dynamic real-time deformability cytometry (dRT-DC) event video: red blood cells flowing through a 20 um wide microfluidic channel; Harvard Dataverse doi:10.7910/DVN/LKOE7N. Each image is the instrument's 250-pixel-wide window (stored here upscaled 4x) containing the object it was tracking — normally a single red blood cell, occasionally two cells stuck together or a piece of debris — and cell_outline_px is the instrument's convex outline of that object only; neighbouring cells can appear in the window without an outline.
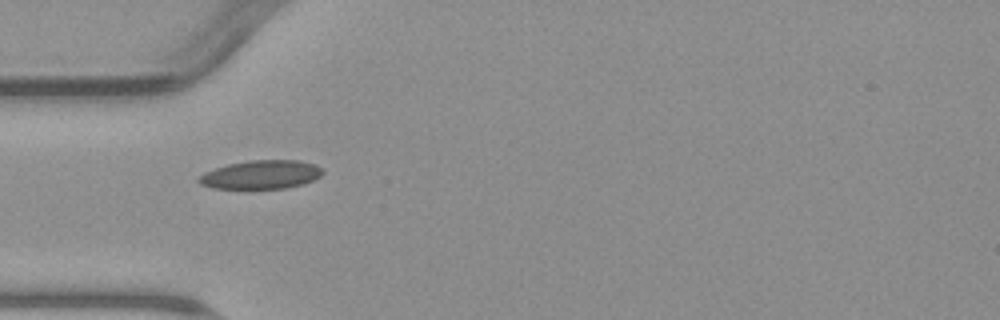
{"species": "common noctule bat (a hibernating species)", "species_latin": "Nyctalus noctula", "temperature_condition": "warm", "stored_images_in_passage": 6, "camera_frame_rate_fps": 3000, "um_per_image_px": 0.085, "animal": {"sex": "male", "body_mass_g": 23.1, "forearm_length_mm": 52.7}, "frame": {"image": 1, "passage_image": 2, "time_ms": 2.0, "image_size_px": [1000, 320], "cell_outline_px": [[324, 172], [320, 176], [312, 180], [300, 184], [284, 188], [212, 188], [200, 184], [196, 180], [204, 172], [228, 164], [248, 160], [300, 160], [316, 164]], "centroid_in_image_um": [22.17, 14.83], "position_along_channel_um": 62.8, "area_um2": 20.52}}
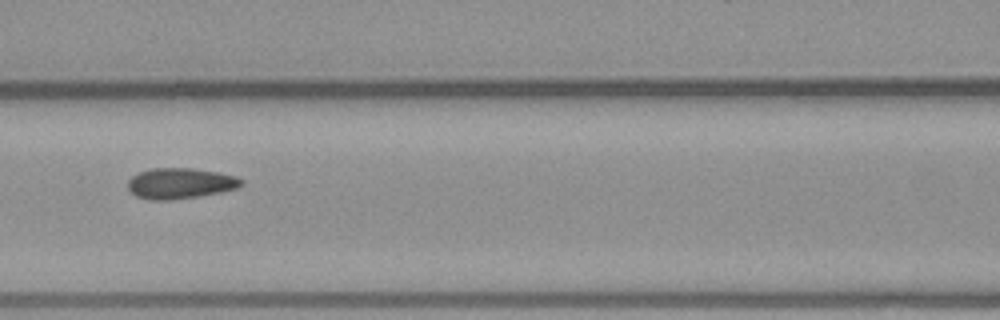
{"frame": {"image": 2, "passage_image": 4, "time_ms": 4.333, "image_size_px": [1000, 320], "cell_outline_px": [[244, 184], [236, 188], [220, 192], [200, 196], [168, 200], [148, 200], [136, 196], [128, 188], [128, 180], [132, 176], [140, 172], [152, 168], [192, 168], [220, 172], [236, 176], [244, 180]], "centroid_in_image_um": [15.34, 15.58], "position_along_channel_um": 151.3, "area_um2": 20.4}}
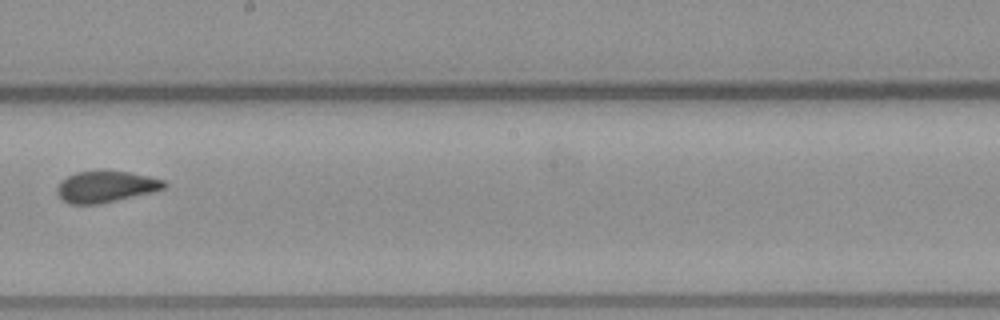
{"frame": {"image": 3, "passage_image": 6, "time_ms": 6.667, "image_size_px": [1000, 320], "cell_outline_px": [[168, 184], [164, 188], [100, 204], [68, 204], [56, 192], [56, 188], [60, 180], [76, 172], [104, 168], [128, 172], [148, 176], [164, 180]], "centroid_in_image_um": [8.94, 15.82], "position_along_channel_um": 239.3, "area_um2": 19.83}}